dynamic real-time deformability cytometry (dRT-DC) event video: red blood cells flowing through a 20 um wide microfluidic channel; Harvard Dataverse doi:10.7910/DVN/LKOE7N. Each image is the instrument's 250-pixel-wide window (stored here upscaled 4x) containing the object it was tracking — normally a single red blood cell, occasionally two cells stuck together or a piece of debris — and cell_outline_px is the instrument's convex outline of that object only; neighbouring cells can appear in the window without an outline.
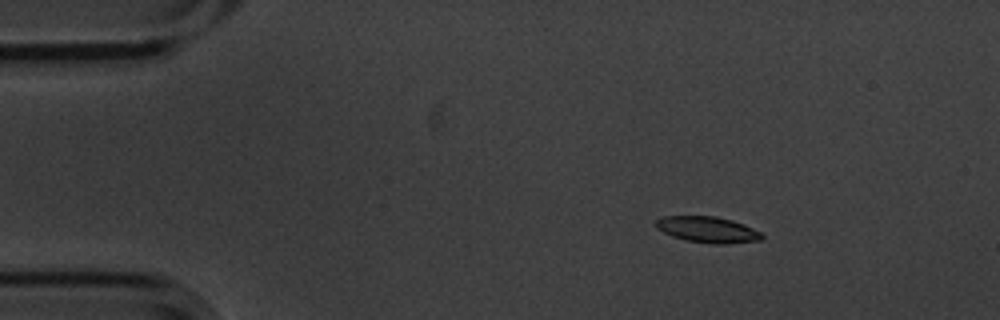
{"species": "common noctule bat (a hibernating species)", "species_latin": "Nyctalus noctula", "temperature_condition": "cold", "stored_images_in_passage": 6, "camera_frame_rate_fps": 3000, "um_per_image_px": 0.085, "animal": {"sex": "male", "body_mass_g": 20.1, "forearm_length_mm": 53.5}, "frame": {"image": 1, "passage_image": 3, "time_ms": 0.667, "image_size_px": [1000, 320], "cell_outline_px": [[764, 236], [760, 240], [728, 244], [712, 244], [688, 240], [672, 236], [656, 228], [652, 224], [656, 220], [664, 216], [716, 216], [732, 220], [744, 224], [764, 232]], "centroid_in_image_um": [60.18, 19.51], "position_along_channel_um": 24.8, "area_um2": 16.3}}
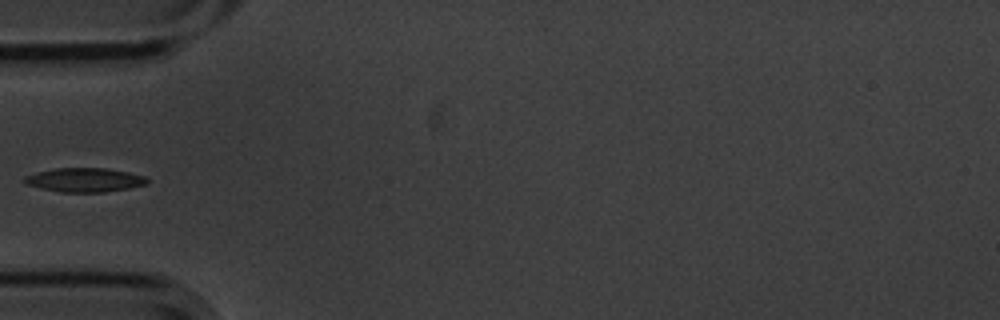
{"frame": {"image": 2, "passage_image": 6, "time_ms": 1.667, "image_size_px": [1000, 320], "cell_outline_px": [[148, 184], [128, 188], [104, 192], [60, 192], [28, 184], [24, 180], [24, 176], [36, 172], [56, 168], [104, 168], [128, 172], [144, 176], [148, 180]], "centroid_in_image_um": [7.21, 15.29], "position_along_channel_um": 77.8, "area_um2": 16.94}}